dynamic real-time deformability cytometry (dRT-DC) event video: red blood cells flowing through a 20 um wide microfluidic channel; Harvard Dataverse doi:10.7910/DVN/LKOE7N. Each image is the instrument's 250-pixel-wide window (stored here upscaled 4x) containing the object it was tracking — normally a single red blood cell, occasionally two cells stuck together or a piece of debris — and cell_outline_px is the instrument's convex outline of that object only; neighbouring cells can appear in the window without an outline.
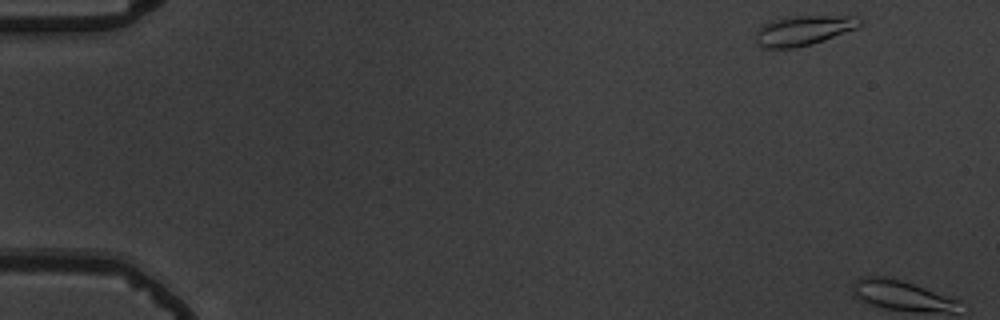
{"species": "common noctule bat (a hibernating species)", "species_latin": "Nyctalus noctula", "temperature_condition": "warm", "stored_images_in_passage": 3, "segment_of_instrument_passage": [1, 2], "camera_frame_rate_fps": 3000, "um_per_image_px": 0.085, "animal": {"sex": "male", "body_mass_g": 19.5, "forearm_length_mm": 54.6}, "frame": {"image": 1, "passage_image": 1, "time_ms": 0.0, "image_size_px": [1000, 320], "cell_outline_px": [[864, 24], [856, 28], [824, 40], [812, 44], [796, 48], [760, 48], [756, 44], [756, 32], [764, 24], [772, 20], [784, 16], [856, 16], [864, 20]], "centroid_in_image_um": [68.3, 2.58], "position_along_channel_um": 16.7, "area_um2": 18.32}}